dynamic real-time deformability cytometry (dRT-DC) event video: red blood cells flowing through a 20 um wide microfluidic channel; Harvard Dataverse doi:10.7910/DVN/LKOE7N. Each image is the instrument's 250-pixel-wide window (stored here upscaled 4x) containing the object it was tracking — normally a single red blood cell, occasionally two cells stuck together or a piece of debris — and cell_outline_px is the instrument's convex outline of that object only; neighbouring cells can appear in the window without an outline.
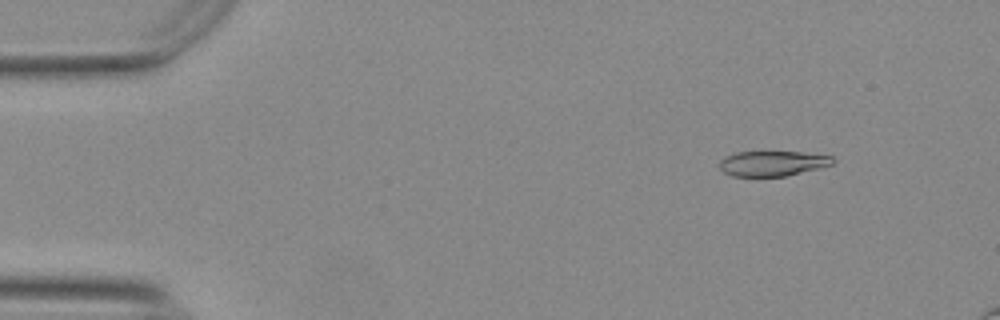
{"species": "Egyptian fruit bat (a non-hibernating species)", "species_latin": "Rousettus aegyptiacus", "temperature_condition": "warm", "stored_images_in_passage": 13, "camera_frame_rate_fps": 3000, "um_per_image_px": 0.085, "animal": {"sex": "female"}, "frame": {"image": 1, "passage_image": 6, "time_ms": 1.667, "image_size_px": [1000, 320], "cell_outline_px": [[836, 160], [832, 164], [820, 168], [784, 176], [732, 176], [724, 172], [720, 168], [720, 160], [724, 156], [736, 152], [800, 152], [832, 156]], "centroid_in_image_um": [65.66, 13.89], "position_along_channel_um": 19.3, "area_um2": 16.53}}